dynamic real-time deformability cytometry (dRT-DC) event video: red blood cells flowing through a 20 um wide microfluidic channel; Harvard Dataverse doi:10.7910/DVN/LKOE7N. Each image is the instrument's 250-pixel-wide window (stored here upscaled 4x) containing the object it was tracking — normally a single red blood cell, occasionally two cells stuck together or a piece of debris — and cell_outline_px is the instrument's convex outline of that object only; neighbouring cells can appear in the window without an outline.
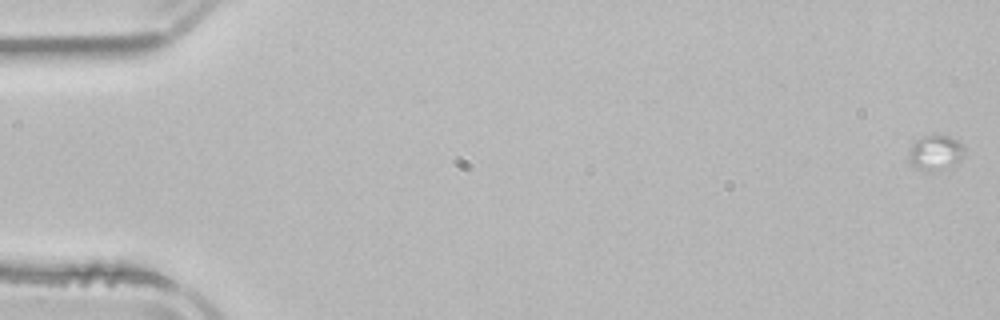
{"species": "common noctule bat (a hibernating species)", "species_latin": "Nyctalus noctula", "temperature_condition": "room temperature", "stored_images_in_passage": 2, "camera_frame_rate_fps": 3000, "um_per_image_px": 0.085, "animal": {"sex": "male", "body_mass_g": 21.5, "forearm_length_mm": 52.0}, "frame": {"image": 1, "passage_image": 1, "time_ms": 0.0, "image_size_px": [1000, 320], "cell_outline_px": [[964, 156], [960, 160], [944, 172], [932, 172], [916, 168], [908, 160], [908, 148], [916, 140], [924, 136], [948, 136], [964, 144]], "centroid_in_image_um": [79.52, 13.02], "position_along_channel_um": 5.5, "area_um2": 11.73}}